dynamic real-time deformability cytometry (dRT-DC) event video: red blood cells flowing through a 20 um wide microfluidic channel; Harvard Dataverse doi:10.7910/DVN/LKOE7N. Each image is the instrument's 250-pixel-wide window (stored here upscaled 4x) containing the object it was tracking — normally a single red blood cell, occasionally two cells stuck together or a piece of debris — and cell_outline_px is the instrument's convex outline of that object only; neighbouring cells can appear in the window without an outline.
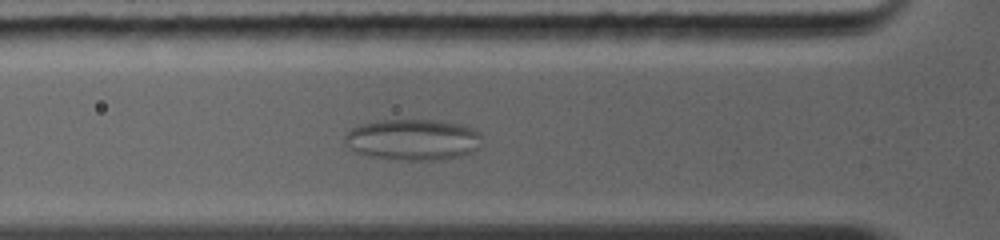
{"species": "common noctule bat (a hibernating species)", "species_latin": "Nyctalus noctula", "temperature_condition": "warm", "stored_images_in_passage": 25, "camera_frame_rate_fps": 5000, "um_per_image_px": 0.085, "animal": {"sex": "female", "body_mass_g": 19.0, "forearm_length_mm": 56.7}, "frame": {"image": 1, "passage_image": 7, "time_ms": 3.2, "image_size_px": [1000, 240], "cell_outline_px": [[480, 136], [476, 148], [472, 152], [460, 156], [436, 160], [396, 160], [372, 156], [356, 152], [348, 148], [344, 144], [344, 136], [352, 128], [360, 124], [380, 120], [436, 120], [456, 124], [472, 128], [480, 132]], "centroid_in_image_um": [35.03, 11.87], "position_along_channel_um": 90.8, "area_um2": 32.71}}
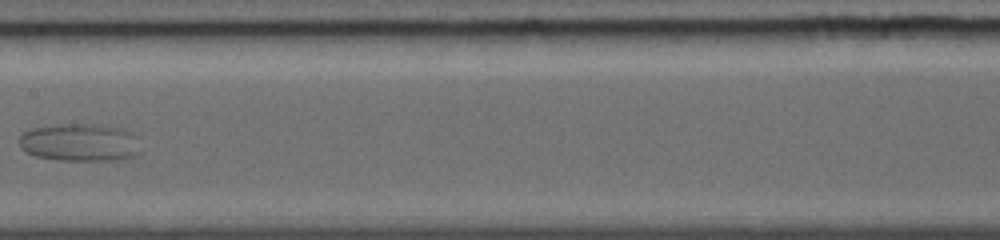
{"frame": {"image": 2, "passage_image": 14, "time_ms": 6.0, "image_size_px": [1000, 240], "cell_outline_px": [[140, 152], [136, 156], [116, 160], [60, 160], [36, 156], [20, 148], [20, 136], [24, 132], [32, 128], [60, 124], [84, 124], [116, 128], [132, 132]], "centroid_in_image_um": [6.76, 12.12], "position_along_channel_um": 200.6, "area_um2": 26.24}}
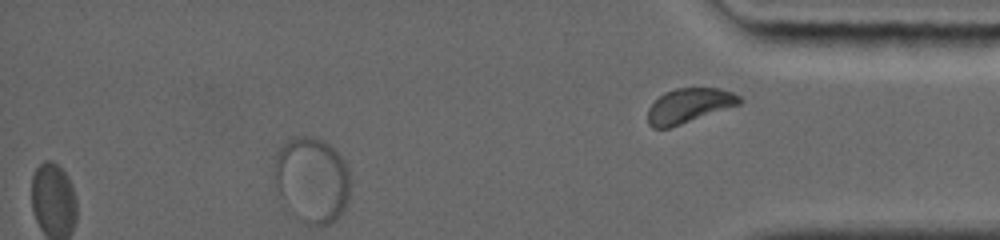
{"frame": {"image": 3, "passage_image": 25, "time_ms": 12.6, "image_size_px": [1000, 240], "cell_outline_px": [[744, 100], [740, 104], [668, 128], [652, 128], [648, 124], [648, 108], [664, 92], [676, 88], [720, 88], [732, 92], [740, 96]], "centroid_in_image_um": [58.57, 8.96], "position_along_channel_um": 376.6, "area_um2": 18.32}}